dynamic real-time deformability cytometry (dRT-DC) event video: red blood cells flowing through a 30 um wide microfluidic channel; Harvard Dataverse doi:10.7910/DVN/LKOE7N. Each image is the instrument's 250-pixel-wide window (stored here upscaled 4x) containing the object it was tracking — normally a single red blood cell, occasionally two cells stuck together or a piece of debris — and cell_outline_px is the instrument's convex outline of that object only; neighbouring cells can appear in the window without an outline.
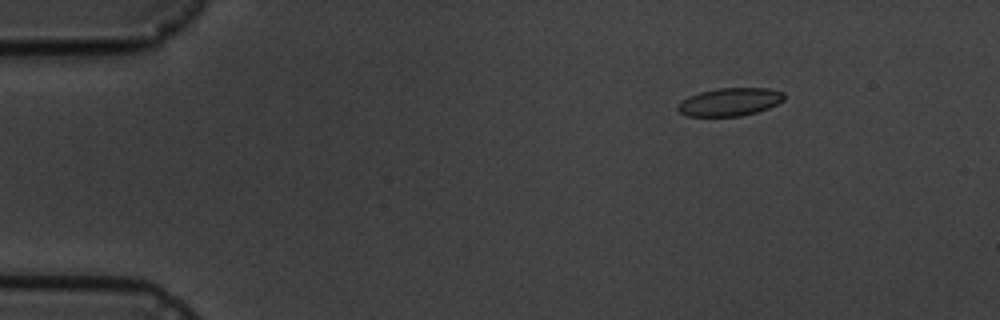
{"species": "common noctule bat (a hibernating species)", "species_latin": "Nyctalus noctula", "temperature_condition": "cold", "stored_images_in_passage": 5, "camera_frame_rate_fps": 3000, "um_per_image_px": 0.085, "animal": {"sex": "male", "body_mass_g": 19.5, "forearm_length_mm": 54.6}, "frame": {"image": 1, "passage_image": 1, "time_ms": 0.0, "image_size_px": [1000, 320], "cell_outline_px": [[784, 100], [768, 108], [756, 112], [740, 116], [688, 116], [680, 112], [676, 108], [688, 96], [700, 92], [716, 88], [768, 88], [784, 92]], "centroid_in_image_um": [62.05, 8.65], "position_along_channel_um": 22.9, "area_um2": 17.22}}
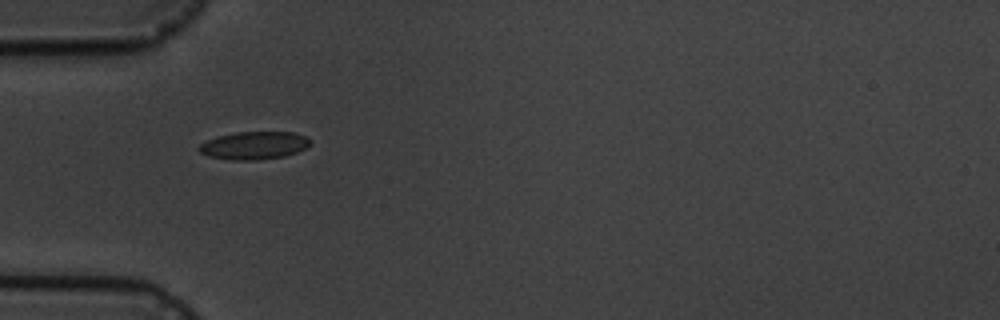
{"frame": {"image": 2, "passage_image": 4, "time_ms": 3.333, "image_size_px": [1000, 320], "cell_outline_px": [[312, 144], [308, 148], [284, 156], [256, 160], [232, 160], [208, 156], [200, 152], [196, 148], [200, 144], [208, 140], [220, 136], [236, 132], [292, 132], [304, 136], [312, 140]], "centroid_in_image_um": [21.63, 12.36], "position_along_channel_um": 63.4, "area_um2": 18.03}}
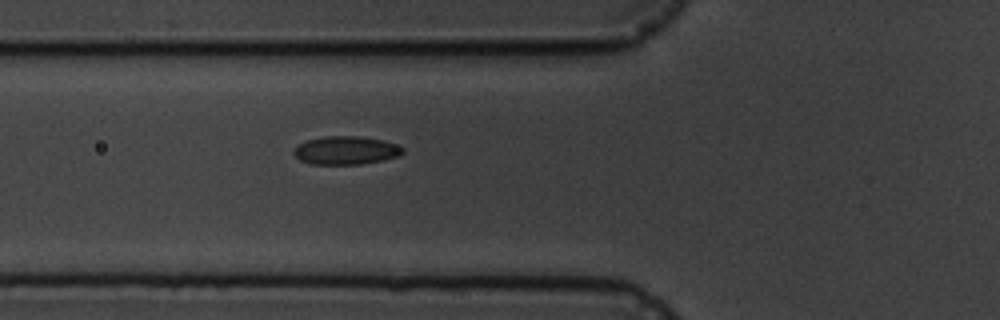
{"frame": {"image": 3, "passage_image": 5, "time_ms": 4.333, "image_size_px": [1000, 320], "cell_outline_px": [[404, 152], [400, 156], [384, 160], [360, 164], [312, 164], [300, 160], [292, 152], [296, 144], [304, 140], [324, 136], [360, 136], [384, 140], [396, 144], [404, 148]], "centroid_in_image_um": [29.39, 12.77], "position_along_channel_um": 96.4, "area_um2": 18.26}}